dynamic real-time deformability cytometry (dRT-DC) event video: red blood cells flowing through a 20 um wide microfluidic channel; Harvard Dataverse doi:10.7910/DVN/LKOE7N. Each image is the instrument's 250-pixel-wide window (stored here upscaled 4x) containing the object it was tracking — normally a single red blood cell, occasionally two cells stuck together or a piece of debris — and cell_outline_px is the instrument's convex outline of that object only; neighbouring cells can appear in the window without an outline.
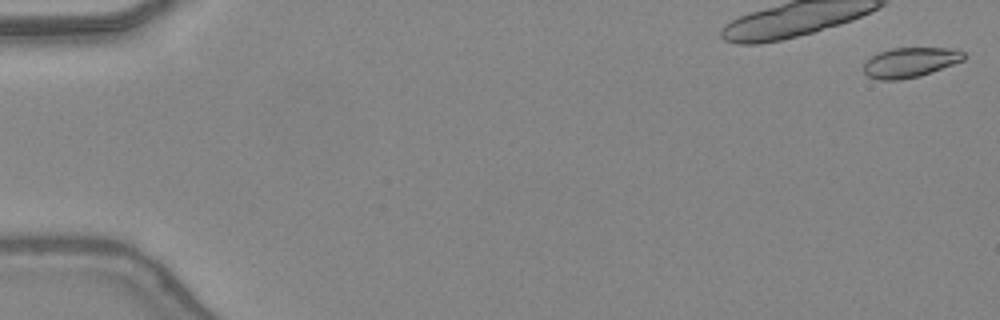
{"species": "common noctule bat (a hibernating species)", "species_latin": "Nyctalus noctula", "temperature_condition": "warm", "stored_images_in_passage": 18, "camera_frame_rate_fps": 3000, "um_per_image_px": 0.085, "animal": {"sex": "female", "body_mass_g": 24.6, "forearm_length_mm": 56.2}, "frame": {"image": 1, "passage_image": 1, "time_ms": 0.0, "image_size_px": [1000, 320], "cell_outline_px": [[968, 56], [964, 60], [920, 76], [900, 80], [876, 80], [868, 76], [864, 72], [864, 64], [872, 56], [880, 52], [892, 48], [956, 48], [964, 52]], "centroid_in_image_um": [77.4, 5.3], "position_along_channel_um": 7.6, "area_um2": 17.51}}